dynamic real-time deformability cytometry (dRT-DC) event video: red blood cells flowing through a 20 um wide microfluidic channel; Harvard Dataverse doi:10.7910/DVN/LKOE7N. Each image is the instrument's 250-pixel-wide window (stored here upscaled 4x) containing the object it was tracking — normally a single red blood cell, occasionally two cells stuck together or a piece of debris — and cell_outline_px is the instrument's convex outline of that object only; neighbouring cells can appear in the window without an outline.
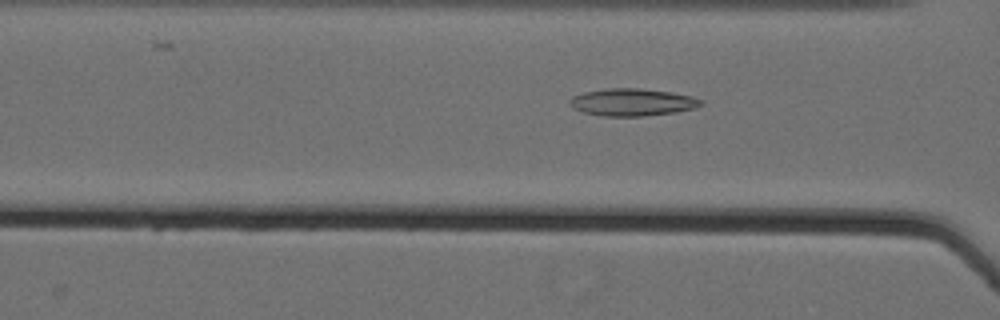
{"species": "Egyptian fruit bat (a non-hibernating species)", "species_latin": "Rousettus aegyptiacus", "temperature_condition": "cold", "stored_images_in_passage": 62, "camera_frame_rate_fps": 3000, "um_per_image_px": 0.085, "animal": {"sex": "female"}, "frame": {"image": 1, "passage_image": 30, "time_ms": 9.667, "image_size_px": [1000, 320], "cell_outline_px": [[704, 104], [696, 108], [676, 112], [644, 116], [600, 116], [584, 112], [572, 108], [568, 104], [568, 100], [572, 96], [584, 92], [608, 88], [640, 88], [668, 92], [692, 96], [700, 100]], "centroid_in_image_um": [53.71, 8.69], "position_along_channel_um": 112.9, "area_um2": 20.98}}
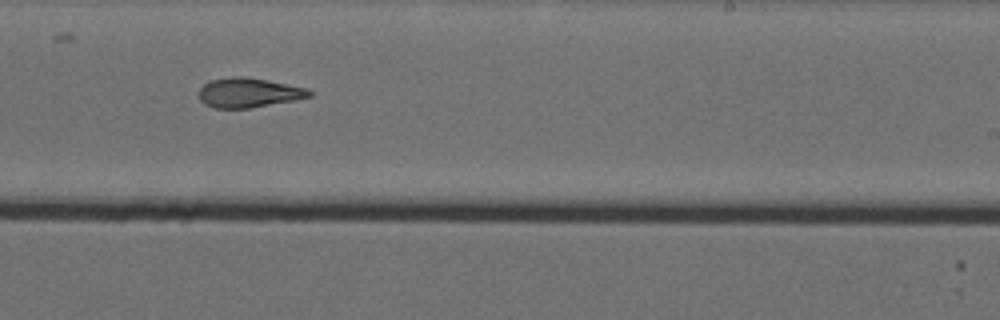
{"frame": {"image": 2, "passage_image": 43, "time_ms": 14.0, "image_size_px": [1000, 320], "cell_outline_px": [[312, 96], [296, 100], [248, 108], [212, 108], [204, 104], [200, 100], [200, 88], [208, 80], [232, 76], [240, 76], [268, 80], [308, 88], [312, 92]], "centroid_in_image_um": [21.13, 7.87], "position_along_channel_um": 267.9, "area_um2": 19.13}}
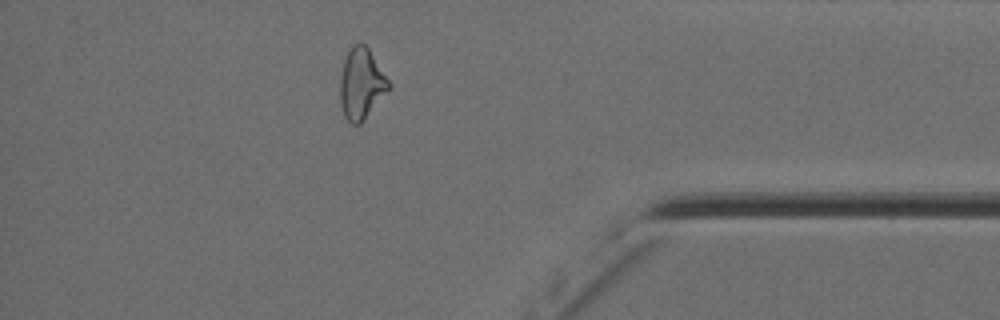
{"frame": {"image": 3, "passage_image": 56, "time_ms": 18.333, "image_size_px": [1000, 320], "cell_outline_px": [[392, 88], [364, 120], [360, 124], [352, 124], [344, 116], [340, 104], [340, 76], [344, 60], [352, 44], [364, 44], [368, 48], [392, 84]], "centroid_in_image_um": [30.74, 7.15], "position_along_channel_um": 404.5, "area_um2": 20.29}, "authors_computed_cell_mechanics": {"area_um2": 20.8947, "velocity_mm_per_s": 3.5759, "shape_relaxation_time_tau1_ms": null, "shape_relaxation_time_tau2_ms": 3.581, "deformation_change_tau1": null, "deformation_change_tau2": 0.1229}}